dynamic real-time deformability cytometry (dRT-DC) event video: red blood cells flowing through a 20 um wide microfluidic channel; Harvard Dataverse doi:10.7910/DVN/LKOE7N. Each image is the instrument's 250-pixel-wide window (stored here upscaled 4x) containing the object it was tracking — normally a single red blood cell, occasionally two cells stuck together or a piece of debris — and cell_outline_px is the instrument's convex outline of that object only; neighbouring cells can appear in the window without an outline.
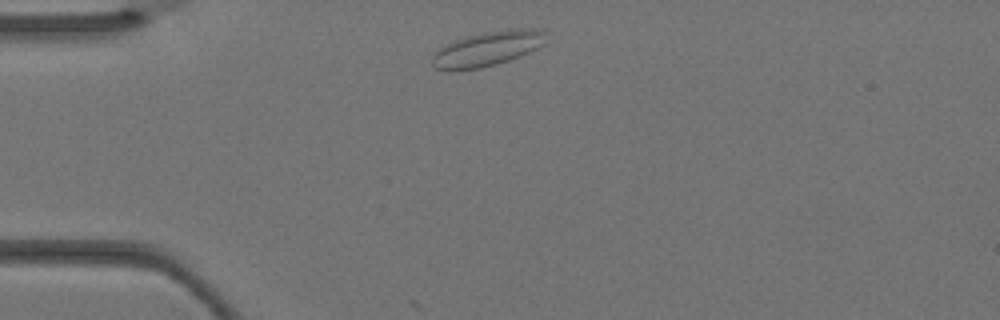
{"species": "Egyptian fruit bat (a non-hibernating species)", "species_latin": "Rousettus aegyptiacus", "temperature_condition": "warm", "stored_images_in_passage": 1, "camera_frame_rate_fps": 3000, "um_per_image_px": 0.085, "animal": {"sex": "female"}, "frame": {"image": 1, "passage_image": 1, "time_ms": 0.0, "image_size_px": [1000, 320], "cell_outline_px": [[548, 32], [544, 44], [520, 56], [496, 64], [480, 68], [452, 72], [448, 72], [432, 68], [432, 56], [440, 48], [456, 40], [468, 36], [508, 28], [532, 28]], "centroid_in_image_um": [41.42, 4.16], "position_along_channel_um": 43.6, "area_um2": 23.18}}